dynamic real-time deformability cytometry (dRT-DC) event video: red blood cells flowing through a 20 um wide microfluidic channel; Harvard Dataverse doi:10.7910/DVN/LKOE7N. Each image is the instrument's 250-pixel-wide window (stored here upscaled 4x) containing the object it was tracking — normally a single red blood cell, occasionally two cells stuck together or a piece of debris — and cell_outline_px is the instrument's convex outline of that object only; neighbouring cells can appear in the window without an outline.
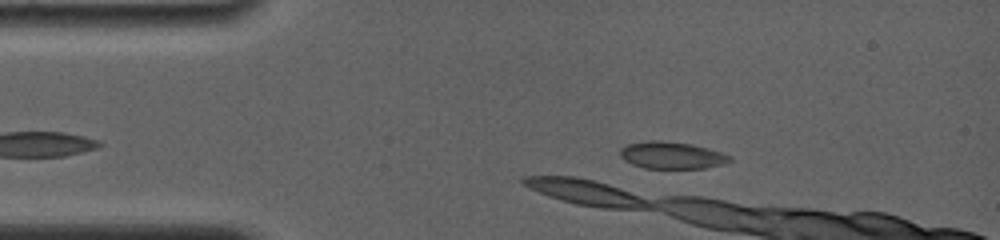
{"species": "common noctule bat (a hibernating species)", "species_latin": "Nyctalus noctula", "temperature_condition": "room temperature", "stored_images_in_passage": 22, "camera_frame_rate_fps": 4000, "um_per_image_px": 0.085, "animal": {"sex": "female", "body_mass_g": 19.0, "forearm_length_mm": 56.7}, "frame": {"image": 1, "passage_image": 12, "time_ms": 2.75, "image_size_px": [1000, 240], "cell_outline_px": [[732, 160], [724, 164], [704, 168], [644, 168], [632, 164], [624, 160], [620, 156], [620, 148], [624, 144], [648, 140], [660, 140], [692, 144], [708, 148], [732, 156]], "centroid_in_image_um": [57.07, 13.19], "position_along_channel_um": 27.9, "area_um2": 17.46}}